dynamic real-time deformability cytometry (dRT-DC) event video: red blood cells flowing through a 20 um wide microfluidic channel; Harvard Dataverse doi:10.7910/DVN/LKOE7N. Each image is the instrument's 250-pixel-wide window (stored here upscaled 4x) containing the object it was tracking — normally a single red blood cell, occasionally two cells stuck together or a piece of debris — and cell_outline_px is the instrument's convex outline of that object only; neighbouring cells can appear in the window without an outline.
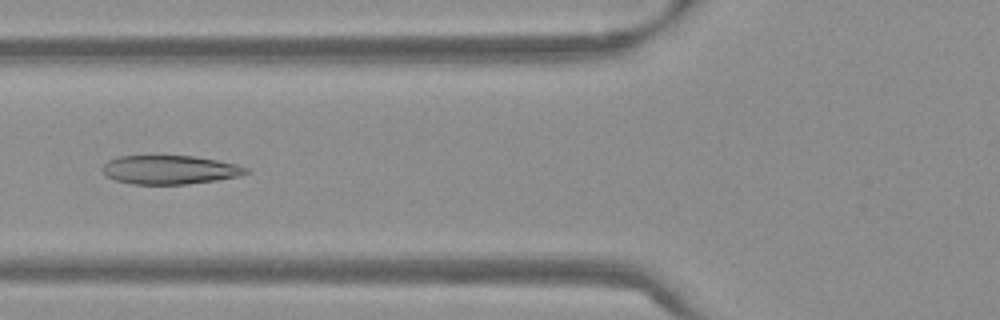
{"species": "Egyptian fruit bat (a non-hibernating species)", "species_latin": "Rousettus aegyptiacus", "temperature_condition": "warm", "stored_images_in_passage": 53, "camera_frame_rate_fps": 3000, "um_per_image_px": 0.085, "frame": {"image": 1, "passage_image": 21, "time_ms": 6.667, "image_size_px": [1000, 320], "cell_outline_px": [[252, 172], [240, 176], [216, 180], [188, 184], [132, 184], [116, 180], [108, 176], [100, 168], [108, 160], [116, 156], [196, 156], [236, 164], [248, 168]], "centroid_in_image_um": [14.45, 14.43], "position_along_channel_um": 111.3, "area_um2": 24.16}}
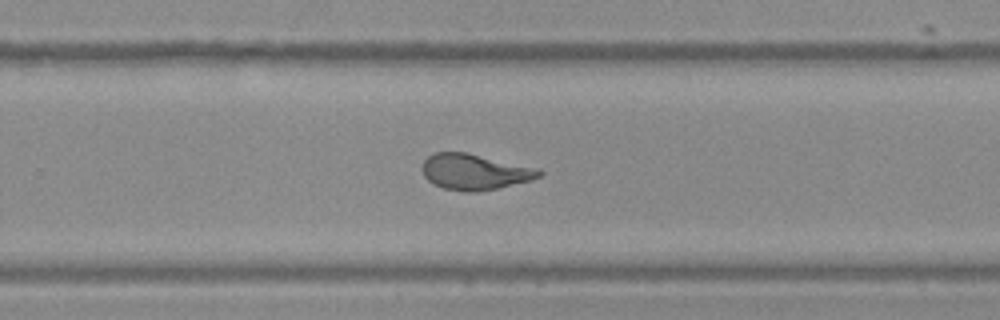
{"frame": {"image": 2, "passage_image": 35, "time_ms": 11.333, "image_size_px": [1000, 320], "cell_outline_px": [[544, 172], [540, 176], [532, 180], [496, 188], [476, 192], [464, 192], [444, 188], [432, 184], [424, 176], [420, 168], [424, 160], [428, 156], [436, 152], [468, 152], [540, 168]], "centroid_in_image_um": [40.35, 14.6], "position_along_channel_um": 289.5, "area_um2": 24.74}}
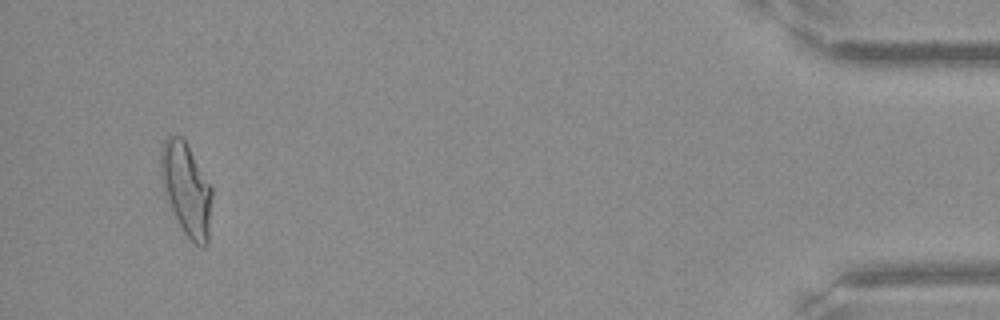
{"frame": {"image": 3, "passage_image": 51, "time_ms": 16.667, "image_size_px": [1000, 320], "cell_outline_px": [[212, 196], [208, 244], [204, 248], [196, 244], [184, 232], [172, 208], [160, 180], [160, 152], [164, 140], [168, 136], [180, 136], [184, 140], [212, 188]], "centroid_in_image_um": [15.84, 16.08], "position_along_channel_um": 419.4, "area_um2": 27.05}, "authors_computed_cell_mechanics": {"area_um2": 25.5476, "velocity_mm_per_s": 3.812, "shape_relaxation_time_tau1_ms": 9.6306, "shape_relaxation_time_tau2_ms": 1.2992, "deformation_change_tau1": 0.2643, "deformation_change_tau2": 0.0872}}